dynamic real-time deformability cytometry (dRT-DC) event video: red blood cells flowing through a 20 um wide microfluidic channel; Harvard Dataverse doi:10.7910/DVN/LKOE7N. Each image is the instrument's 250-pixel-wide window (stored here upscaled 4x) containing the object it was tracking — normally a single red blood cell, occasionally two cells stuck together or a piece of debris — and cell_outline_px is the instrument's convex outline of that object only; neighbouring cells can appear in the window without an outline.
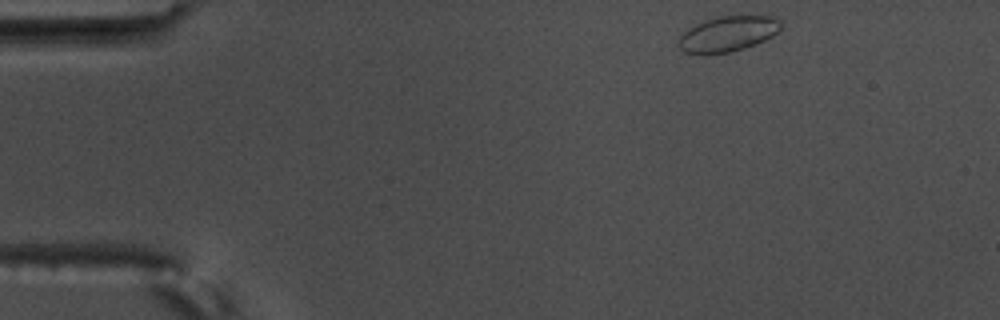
{"species": "common noctule bat (a hibernating species)", "species_latin": "Nyctalus noctula", "temperature_condition": "warm", "stored_images_in_passage": 6, "camera_frame_rate_fps": 3000, "um_per_image_px": 0.085, "animal": {"sex": "male", "body_mass_g": 17.5, "forearm_length_mm": 52.3}, "frame": {"image": 1, "passage_image": 1, "time_ms": 0.0, "image_size_px": [1000, 320], "cell_outline_px": [[780, 28], [772, 36], [764, 40], [744, 48], [732, 52], [684, 52], [676, 44], [676, 40], [688, 28], [704, 20], [720, 16], [772, 16], [780, 20]], "centroid_in_image_um": [61.84, 2.86], "position_along_channel_um": 23.2, "area_um2": 20.69}}
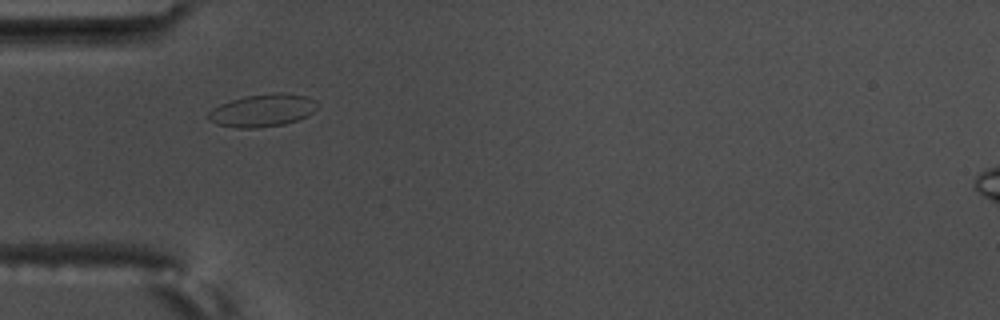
{"frame": {"image": 2, "passage_image": 4, "time_ms": 1.0, "image_size_px": [1000, 320], "cell_outline_px": [[316, 108], [308, 116], [284, 124], [256, 128], [236, 128], [216, 124], [208, 120], [208, 112], [212, 108], [220, 104], [232, 100], [248, 96], [276, 92], [284, 92], [308, 96], [316, 100]], "centroid_in_image_um": [22.31, 9.38], "position_along_channel_um": 62.7, "area_um2": 20.75}}
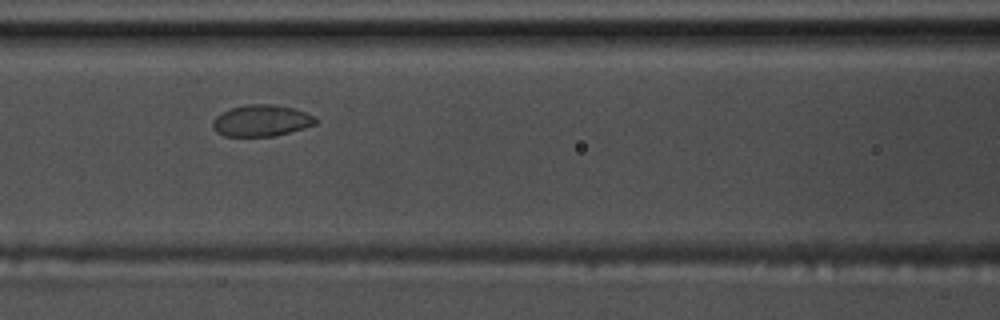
{"frame": {"image": 3, "passage_image": 6, "time_ms": 1.667, "image_size_px": [1000, 320], "cell_outline_px": [[320, 120], [316, 124], [304, 128], [276, 136], [224, 136], [216, 132], [212, 128], [212, 120], [220, 112], [232, 108], [248, 104], [276, 104], [292, 108], [316, 116]], "centroid_in_image_um": [22.22, 10.25], "position_along_channel_um": 144.4, "area_um2": 19.13}}